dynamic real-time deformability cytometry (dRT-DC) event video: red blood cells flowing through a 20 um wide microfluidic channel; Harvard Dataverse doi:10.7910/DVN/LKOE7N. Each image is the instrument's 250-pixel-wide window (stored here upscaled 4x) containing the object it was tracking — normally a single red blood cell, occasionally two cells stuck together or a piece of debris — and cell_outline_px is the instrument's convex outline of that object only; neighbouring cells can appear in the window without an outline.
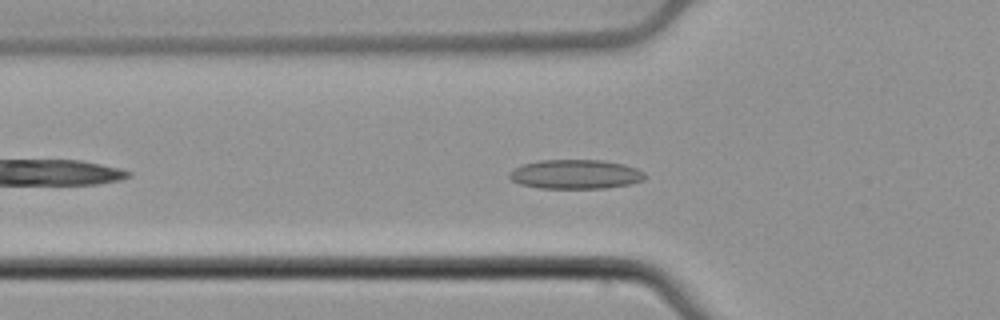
{"species": "common noctule bat (a hibernating species)", "species_latin": "Nyctalus noctula", "temperature_condition": "cold", "stored_images_in_passage": 37, "camera_frame_rate_fps": 3000, "um_per_image_px": 0.085, "animal": {"sex": "male", "body_mass_g": 21.5, "forearm_length_mm": 52.0}, "frame": {"image": 1, "passage_image": 2, "time_ms": 0.333, "image_size_px": [1000, 320], "cell_outline_px": [[648, 176], [644, 180], [628, 184], [608, 188], [540, 188], [520, 184], [512, 180], [508, 176], [508, 172], [520, 164], [540, 160], [604, 160], [624, 164], [636, 168], [644, 172]], "centroid_in_image_um": [48.91, 14.8], "position_along_channel_um": 76.9, "area_um2": 23.35}}
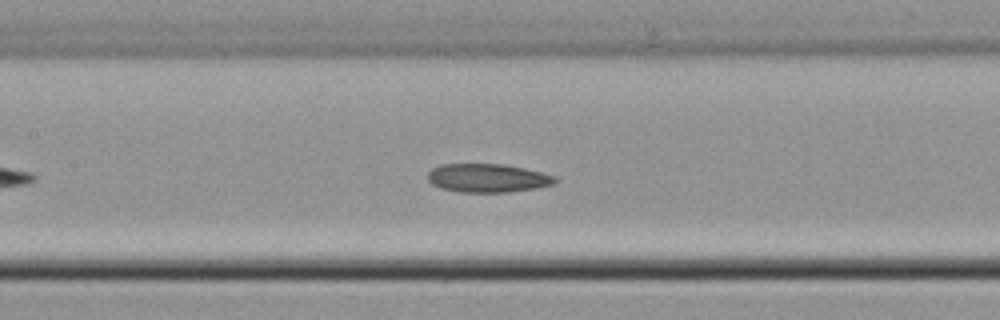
{"frame": {"image": 2, "passage_image": 9, "time_ms": 2.667, "image_size_px": [1000, 320], "cell_outline_px": [[556, 180], [552, 184], [536, 188], [508, 192], [460, 192], [440, 188], [432, 184], [428, 180], [428, 172], [432, 168], [440, 164], [500, 164], [524, 168], [556, 176]], "centroid_in_image_um": [41.41, 15.13], "position_along_channel_um": 166.0, "area_um2": 21.1}}
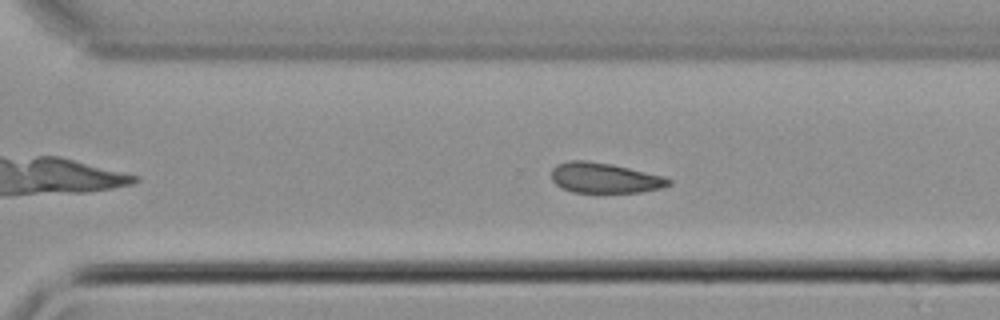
{"frame": {"image": 3, "passage_image": 21, "time_ms": 6.667, "image_size_px": [1000, 320], "cell_outline_px": [[672, 184], [660, 188], [640, 192], [572, 192], [556, 184], [552, 180], [552, 168], [556, 164], [568, 160], [584, 160], [612, 164], [664, 176], [672, 180]], "centroid_in_image_um": [51.39, 15.11], "position_along_channel_um": 319.2, "area_um2": 20.63}}